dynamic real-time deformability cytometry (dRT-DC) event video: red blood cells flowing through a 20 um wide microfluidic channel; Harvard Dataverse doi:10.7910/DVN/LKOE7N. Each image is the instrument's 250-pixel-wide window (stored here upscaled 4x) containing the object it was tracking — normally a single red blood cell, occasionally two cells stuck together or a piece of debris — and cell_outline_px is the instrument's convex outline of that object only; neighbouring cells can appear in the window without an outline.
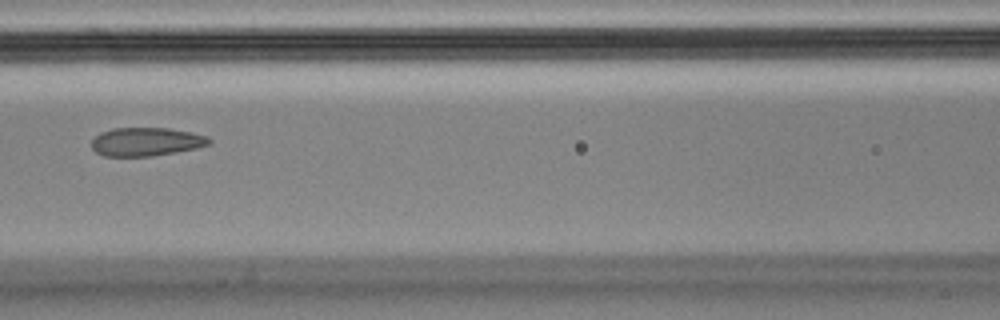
{"species": "Egyptian fruit bat (a non-hibernating species)", "species_latin": "Rousettus aegyptiacus", "temperature_condition": "cold", "stored_images_in_passage": 6, "camera_frame_rate_fps": 3000, "um_per_image_px": 0.085, "animal": {"sex": "male"}, "frame": {"image": 1, "passage_image": 6, "time_ms": 1.667, "image_size_px": [1000, 320], "cell_outline_px": [[212, 144], [196, 148], [152, 156], [104, 156], [96, 152], [92, 148], [92, 140], [100, 132], [112, 128], [168, 128], [192, 132], [208, 136], [212, 140]], "centroid_in_image_um": [12.45, 12.04], "position_along_channel_um": 154.2, "area_um2": 19.59}}